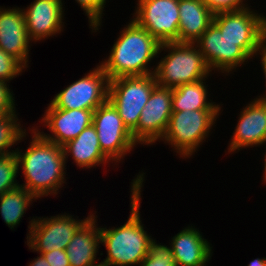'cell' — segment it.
I'll return each instance as SVG.
<instances>
[{
  "instance_id": "7402d4cb",
  "label": "cell",
  "mask_w": 266,
  "mask_h": 266,
  "mask_svg": "<svg viewBox=\"0 0 266 266\" xmlns=\"http://www.w3.org/2000/svg\"><path fill=\"white\" fill-rule=\"evenodd\" d=\"M205 83V79H202L172 88V112L221 110L218 104L207 101L208 92Z\"/></svg>"
},
{
  "instance_id": "ba28073f",
  "label": "cell",
  "mask_w": 266,
  "mask_h": 266,
  "mask_svg": "<svg viewBox=\"0 0 266 266\" xmlns=\"http://www.w3.org/2000/svg\"><path fill=\"white\" fill-rule=\"evenodd\" d=\"M92 124L97 131L102 152L112 163L123 159L137 144L109 100L94 110Z\"/></svg>"
},
{
  "instance_id": "836d02e7",
  "label": "cell",
  "mask_w": 266,
  "mask_h": 266,
  "mask_svg": "<svg viewBox=\"0 0 266 266\" xmlns=\"http://www.w3.org/2000/svg\"><path fill=\"white\" fill-rule=\"evenodd\" d=\"M248 266H266V258H262V259L257 258L251 261V263L248 264Z\"/></svg>"
},
{
  "instance_id": "9a60e30c",
  "label": "cell",
  "mask_w": 266,
  "mask_h": 266,
  "mask_svg": "<svg viewBox=\"0 0 266 266\" xmlns=\"http://www.w3.org/2000/svg\"><path fill=\"white\" fill-rule=\"evenodd\" d=\"M228 152L266 142V100L256 98L242 109Z\"/></svg>"
},
{
  "instance_id": "4fadbf2b",
  "label": "cell",
  "mask_w": 266,
  "mask_h": 266,
  "mask_svg": "<svg viewBox=\"0 0 266 266\" xmlns=\"http://www.w3.org/2000/svg\"><path fill=\"white\" fill-rule=\"evenodd\" d=\"M194 43L197 44L211 71L217 69L222 73H229L251 59L236 42L222 35L214 23Z\"/></svg>"
},
{
  "instance_id": "7a4b0ae2",
  "label": "cell",
  "mask_w": 266,
  "mask_h": 266,
  "mask_svg": "<svg viewBox=\"0 0 266 266\" xmlns=\"http://www.w3.org/2000/svg\"><path fill=\"white\" fill-rule=\"evenodd\" d=\"M144 174L140 173L132 182L131 213L125 224L107 229L100 227V243L107 249V257L101 266L140 265L148 255L152 239L144 230L140 219V195Z\"/></svg>"
},
{
  "instance_id": "9c48e42d",
  "label": "cell",
  "mask_w": 266,
  "mask_h": 266,
  "mask_svg": "<svg viewBox=\"0 0 266 266\" xmlns=\"http://www.w3.org/2000/svg\"><path fill=\"white\" fill-rule=\"evenodd\" d=\"M109 78L100 65L60 91L51 101L64 110H95L108 100Z\"/></svg>"
},
{
  "instance_id": "ac0fdd59",
  "label": "cell",
  "mask_w": 266,
  "mask_h": 266,
  "mask_svg": "<svg viewBox=\"0 0 266 266\" xmlns=\"http://www.w3.org/2000/svg\"><path fill=\"white\" fill-rule=\"evenodd\" d=\"M170 247L176 266H206L212 256V247L193 226L175 235Z\"/></svg>"
},
{
  "instance_id": "277c9868",
  "label": "cell",
  "mask_w": 266,
  "mask_h": 266,
  "mask_svg": "<svg viewBox=\"0 0 266 266\" xmlns=\"http://www.w3.org/2000/svg\"><path fill=\"white\" fill-rule=\"evenodd\" d=\"M168 50L154 68L157 85L168 88L200 81L207 78L208 67L200 49L195 43L167 42L160 45L159 51Z\"/></svg>"
},
{
  "instance_id": "d6986e66",
  "label": "cell",
  "mask_w": 266,
  "mask_h": 266,
  "mask_svg": "<svg viewBox=\"0 0 266 266\" xmlns=\"http://www.w3.org/2000/svg\"><path fill=\"white\" fill-rule=\"evenodd\" d=\"M94 214L79 228L66 247L70 266H101L95 264L100 243V228Z\"/></svg>"
},
{
  "instance_id": "2e32d148",
  "label": "cell",
  "mask_w": 266,
  "mask_h": 266,
  "mask_svg": "<svg viewBox=\"0 0 266 266\" xmlns=\"http://www.w3.org/2000/svg\"><path fill=\"white\" fill-rule=\"evenodd\" d=\"M62 0H34L22 9L30 41H38L61 33L64 19Z\"/></svg>"
},
{
  "instance_id": "8992f818",
  "label": "cell",
  "mask_w": 266,
  "mask_h": 266,
  "mask_svg": "<svg viewBox=\"0 0 266 266\" xmlns=\"http://www.w3.org/2000/svg\"><path fill=\"white\" fill-rule=\"evenodd\" d=\"M156 85L154 73L109 80L108 100L117 109L131 133L137 128L141 111Z\"/></svg>"
},
{
  "instance_id": "484cf974",
  "label": "cell",
  "mask_w": 266,
  "mask_h": 266,
  "mask_svg": "<svg viewBox=\"0 0 266 266\" xmlns=\"http://www.w3.org/2000/svg\"><path fill=\"white\" fill-rule=\"evenodd\" d=\"M140 266H176L171 247L157 244L151 239L148 255L142 260Z\"/></svg>"
},
{
  "instance_id": "3957f363",
  "label": "cell",
  "mask_w": 266,
  "mask_h": 266,
  "mask_svg": "<svg viewBox=\"0 0 266 266\" xmlns=\"http://www.w3.org/2000/svg\"><path fill=\"white\" fill-rule=\"evenodd\" d=\"M114 43L107 60L100 63L109 80L119 77L146 76L155 71L148 68L159 54L160 43L133 19Z\"/></svg>"
},
{
  "instance_id": "6da1fadb",
  "label": "cell",
  "mask_w": 266,
  "mask_h": 266,
  "mask_svg": "<svg viewBox=\"0 0 266 266\" xmlns=\"http://www.w3.org/2000/svg\"><path fill=\"white\" fill-rule=\"evenodd\" d=\"M32 141L25 153L15 150L18 168H22L24 187L36 199L56 195L65 183V158L63 146L45 139L37 129H32ZM23 154V155H22ZM20 166V167H19Z\"/></svg>"
},
{
  "instance_id": "4316f807",
  "label": "cell",
  "mask_w": 266,
  "mask_h": 266,
  "mask_svg": "<svg viewBox=\"0 0 266 266\" xmlns=\"http://www.w3.org/2000/svg\"><path fill=\"white\" fill-rule=\"evenodd\" d=\"M79 3L80 7L84 10L85 14L89 18V26L92 30H99L101 25V19L103 9L106 4V0H75Z\"/></svg>"
},
{
  "instance_id": "ffe728a7",
  "label": "cell",
  "mask_w": 266,
  "mask_h": 266,
  "mask_svg": "<svg viewBox=\"0 0 266 266\" xmlns=\"http://www.w3.org/2000/svg\"><path fill=\"white\" fill-rule=\"evenodd\" d=\"M214 13L202 0H179L178 42L194 43L213 23Z\"/></svg>"
},
{
  "instance_id": "44dd1931",
  "label": "cell",
  "mask_w": 266,
  "mask_h": 266,
  "mask_svg": "<svg viewBox=\"0 0 266 266\" xmlns=\"http://www.w3.org/2000/svg\"><path fill=\"white\" fill-rule=\"evenodd\" d=\"M63 151L65 158L70 154L76 165L83 169L111 162L100 148L98 134L93 124L85 128L75 139L63 145Z\"/></svg>"
},
{
  "instance_id": "f1b7e54d",
  "label": "cell",
  "mask_w": 266,
  "mask_h": 266,
  "mask_svg": "<svg viewBox=\"0 0 266 266\" xmlns=\"http://www.w3.org/2000/svg\"><path fill=\"white\" fill-rule=\"evenodd\" d=\"M215 14L222 11H237L247 8L243 0H202Z\"/></svg>"
},
{
  "instance_id": "603a6c76",
  "label": "cell",
  "mask_w": 266,
  "mask_h": 266,
  "mask_svg": "<svg viewBox=\"0 0 266 266\" xmlns=\"http://www.w3.org/2000/svg\"><path fill=\"white\" fill-rule=\"evenodd\" d=\"M32 199L36 198L22 186L0 195L1 216L8 227L13 229L20 223Z\"/></svg>"
},
{
  "instance_id": "1f68e13d",
  "label": "cell",
  "mask_w": 266,
  "mask_h": 266,
  "mask_svg": "<svg viewBox=\"0 0 266 266\" xmlns=\"http://www.w3.org/2000/svg\"><path fill=\"white\" fill-rule=\"evenodd\" d=\"M261 51V52H260ZM261 55V63H262V69H263V73L265 75V79H266V39L262 42L258 52L256 53V55ZM259 99H263L266 100V94L262 97H260Z\"/></svg>"
},
{
  "instance_id": "83f0119b",
  "label": "cell",
  "mask_w": 266,
  "mask_h": 266,
  "mask_svg": "<svg viewBox=\"0 0 266 266\" xmlns=\"http://www.w3.org/2000/svg\"><path fill=\"white\" fill-rule=\"evenodd\" d=\"M25 67L13 56L7 54L0 48V80L9 82L20 75ZM16 76V77H15Z\"/></svg>"
},
{
  "instance_id": "5bb4252c",
  "label": "cell",
  "mask_w": 266,
  "mask_h": 266,
  "mask_svg": "<svg viewBox=\"0 0 266 266\" xmlns=\"http://www.w3.org/2000/svg\"><path fill=\"white\" fill-rule=\"evenodd\" d=\"M94 110L73 109L64 110L55 108L51 103L42 117V122L51 130V134H44L37 130L45 139L63 146L75 139L93 121Z\"/></svg>"
},
{
  "instance_id": "7c38bea8",
  "label": "cell",
  "mask_w": 266,
  "mask_h": 266,
  "mask_svg": "<svg viewBox=\"0 0 266 266\" xmlns=\"http://www.w3.org/2000/svg\"><path fill=\"white\" fill-rule=\"evenodd\" d=\"M172 114V88L156 85L141 111L137 128L132 132L135 142L153 144L164 136Z\"/></svg>"
},
{
  "instance_id": "e0dca14e",
  "label": "cell",
  "mask_w": 266,
  "mask_h": 266,
  "mask_svg": "<svg viewBox=\"0 0 266 266\" xmlns=\"http://www.w3.org/2000/svg\"><path fill=\"white\" fill-rule=\"evenodd\" d=\"M0 8V48L28 67L29 36L21 8Z\"/></svg>"
},
{
  "instance_id": "8fae6325",
  "label": "cell",
  "mask_w": 266,
  "mask_h": 266,
  "mask_svg": "<svg viewBox=\"0 0 266 266\" xmlns=\"http://www.w3.org/2000/svg\"><path fill=\"white\" fill-rule=\"evenodd\" d=\"M133 20L160 44L178 42L179 0H138Z\"/></svg>"
},
{
  "instance_id": "d590c367",
  "label": "cell",
  "mask_w": 266,
  "mask_h": 266,
  "mask_svg": "<svg viewBox=\"0 0 266 266\" xmlns=\"http://www.w3.org/2000/svg\"><path fill=\"white\" fill-rule=\"evenodd\" d=\"M5 115L0 111V119H2Z\"/></svg>"
},
{
  "instance_id": "f546056e",
  "label": "cell",
  "mask_w": 266,
  "mask_h": 266,
  "mask_svg": "<svg viewBox=\"0 0 266 266\" xmlns=\"http://www.w3.org/2000/svg\"><path fill=\"white\" fill-rule=\"evenodd\" d=\"M10 90L7 83L0 80V111L4 115L16 112L15 97H13V93Z\"/></svg>"
},
{
  "instance_id": "4dcf8cb0",
  "label": "cell",
  "mask_w": 266,
  "mask_h": 266,
  "mask_svg": "<svg viewBox=\"0 0 266 266\" xmlns=\"http://www.w3.org/2000/svg\"><path fill=\"white\" fill-rule=\"evenodd\" d=\"M50 266H70L66 250L53 249L47 253H42Z\"/></svg>"
},
{
  "instance_id": "52a82bcc",
  "label": "cell",
  "mask_w": 266,
  "mask_h": 266,
  "mask_svg": "<svg viewBox=\"0 0 266 266\" xmlns=\"http://www.w3.org/2000/svg\"><path fill=\"white\" fill-rule=\"evenodd\" d=\"M213 23L222 35L236 42L250 58L256 55L266 39V17L251 11L249 7L237 11L217 12L214 14Z\"/></svg>"
},
{
  "instance_id": "d4e9b609",
  "label": "cell",
  "mask_w": 266,
  "mask_h": 266,
  "mask_svg": "<svg viewBox=\"0 0 266 266\" xmlns=\"http://www.w3.org/2000/svg\"><path fill=\"white\" fill-rule=\"evenodd\" d=\"M18 170L15 153L0 156V195L20 186L15 180Z\"/></svg>"
},
{
  "instance_id": "e575fe53",
  "label": "cell",
  "mask_w": 266,
  "mask_h": 266,
  "mask_svg": "<svg viewBox=\"0 0 266 266\" xmlns=\"http://www.w3.org/2000/svg\"><path fill=\"white\" fill-rule=\"evenodd\" d=\"M264 156H265V159H264L265 162H264V176H263V179H264V182H266V154Z\"/></svg>"
},
{
  "instance_id": "d6a6232c",
  "label": "cell",
  "mask_w": 266,
  "mask_h": 266,
  "mask_svg": "<svg viewBox=\"0 0 266 266\" xmlns=\"http://www.w3.org/2000/svg\"><path fill=\"white\" fill-rule=\"evenodd\" d=\"M28 266H50L48 261L44 258L42 254L28 265Z\"/></svg>"
},
{
  "instance_id": "30bf717a",
  "label": "cell",
  "mask_w": 266,
  "mask_h": 266,
  "mask_svg": "<svg viewBox=\"0 0 266 266\" xmlns=\"http://www.w3.org/2000/svg\"><path fill=\"white\" fill-rule=\"evenodd\" d=\"M91 216L90 214L83 220H77L72 215L65 214L51 216V218L31 219L28 226L30 230L27 245L29 249H34L33 251L39 254L53 249L65 250L71 238Z\"/></svg>"
},
{
  "instance_id": "5b68a950",
  "label": "cell",
  "mask_w": 266,
  "mask_h": 266,
  "mask_svg": "<svg viewBox=\"0 0 266 266\" xmlns=\"http://www.w3.org/2000/svg\"><path fill=\"white\" fill-rule=\"evenodd\" d=\"M219 112L220 110L172 112L162 140L173 146L181 157L190 158L208 137Z\"/></svg>"
},
{
  "instance_id": "cb8c5ba5",
  "label": "cell",
  "mask_w": 266,
  "mask_h": 266,
  "mask_svg": "<svg viewBox=\"0 0 266 266\" xmlns=\"http://www.w3.org/2000/svg\"><path fill=\"white\" fill-rule=\"evenodd\" d=\"M17 121L18 117L15 113H9L0 119V156L15 153L14 150L11 152L9 148L26 137V129L23 130L20 127V122Z\"/></svg>"
}]
</instances>
